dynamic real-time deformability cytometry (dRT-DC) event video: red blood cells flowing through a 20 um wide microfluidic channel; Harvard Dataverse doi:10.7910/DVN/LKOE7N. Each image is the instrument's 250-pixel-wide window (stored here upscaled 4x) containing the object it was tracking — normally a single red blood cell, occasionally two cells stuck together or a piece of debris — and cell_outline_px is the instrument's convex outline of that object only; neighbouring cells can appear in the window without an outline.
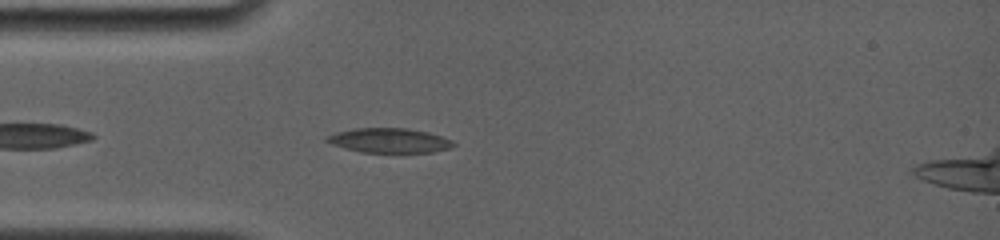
{"species": "common noctule bat (a hibernating species)", "species_latin": "Nyctalus noctula", "temperature_condition": "room temperature", "stored_images_in_passage": 2, "camera_frame_rate_fps": 4000, "um_per_image_px": 0.085, "animal": {"sex": "female", "body_mass_g": 19.0, "forearm_length_mm": 56.7}, "frame": {"image": 1, "passage_image": 2, "time_ms": 1.0, "image_size_px": [1000, 240], "cell_outline_px": [[456, 144], [452, 148], [432, 152], [364, 152], [332, 144], [324, 140], [324, 136], [336, 132], [356, 128], [408, 128], [428, 132], [452, 140]], "centroid_in_image_um": [33.11, 11.93], "position_along_channel_um": 51.9, "area_um2": 18.03}}